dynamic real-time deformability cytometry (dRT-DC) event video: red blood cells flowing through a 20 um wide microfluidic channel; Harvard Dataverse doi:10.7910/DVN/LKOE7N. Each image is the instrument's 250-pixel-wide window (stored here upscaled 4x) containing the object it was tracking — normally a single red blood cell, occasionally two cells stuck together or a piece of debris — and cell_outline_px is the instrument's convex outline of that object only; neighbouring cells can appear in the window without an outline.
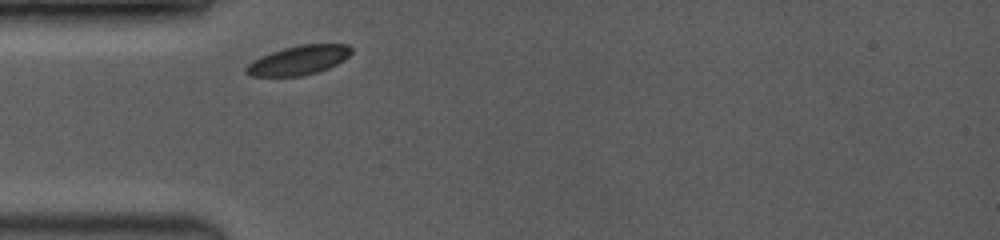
{"species": "common noctule bat (a hibernating species)", "species_latin": "Nyctalus noctula", "temperature_condition": "room temperature", "stored_images_in_passage": 8, "camera_frame_rate_fps": 3500, "um_per_image_px": 0.085, "animal": {"sex": "female", "body_mass_g": 19.0, "forearm_length_mm": 53.3}, "frame": {"image": 1, "passage_image": 1, "time_ms": 0.0, "image_size_px": [1000, 240], "cell_outline_px": [[352, 52], [344, 60], [328, 68], [316, 72], [300, 76], [252, 76], [244, 72], [244, 68], [248, 64], [272, 52], [284, 48], [300, 44], [348, 44], [352, 48]], "centroid_in_image_um": [25.41, 5.11], "position_along_channel_um": 59.6, "area_um2": 17.69}}
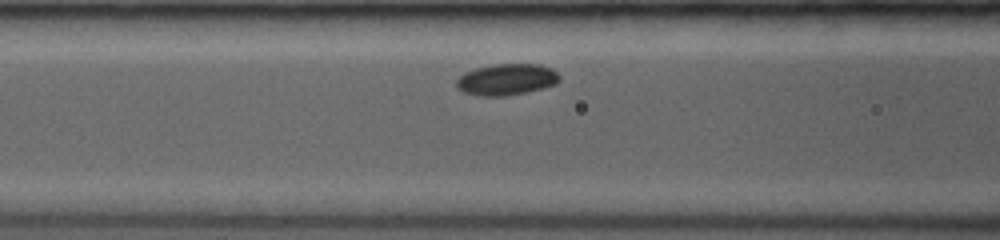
{"frame": {"image": 2, "passage_image": 5, "time_ms": 1.714, "image_size_px": [1000, 240], "cell_outline_px": [[560, 80], [556, 84], [544, 88], [504, 96], [476, 96], [464, 92], [456, 88], [456, 80], [464, 72], [476, 68], [492, 64], [540, 64], [552, 68], [560, 76]], "centroid_in_image_um": [43.05, 6.75], "position_along_channel_um": 123.5, "area_um2": 19.02}}
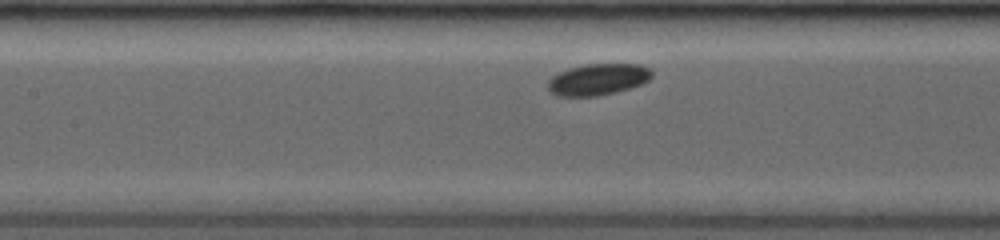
{"frame": {"image": 3, "passage_image": 7, "time_ms": 2.571, "image_size_px": [1000, 240], "cell_outline_px": [[652, 76], [648, 80], [640, 84], [616, 92], [596, 96], [556, 96], [548, 88], [548, 80], [552, 76], [568, 68], [584, 64], [640, 64], [648, 68], [652, 72]], "centroid_in_image_um": [50.8, 6.74], "position_along_channel_um": 156.6, "area_um2": 18.96}}